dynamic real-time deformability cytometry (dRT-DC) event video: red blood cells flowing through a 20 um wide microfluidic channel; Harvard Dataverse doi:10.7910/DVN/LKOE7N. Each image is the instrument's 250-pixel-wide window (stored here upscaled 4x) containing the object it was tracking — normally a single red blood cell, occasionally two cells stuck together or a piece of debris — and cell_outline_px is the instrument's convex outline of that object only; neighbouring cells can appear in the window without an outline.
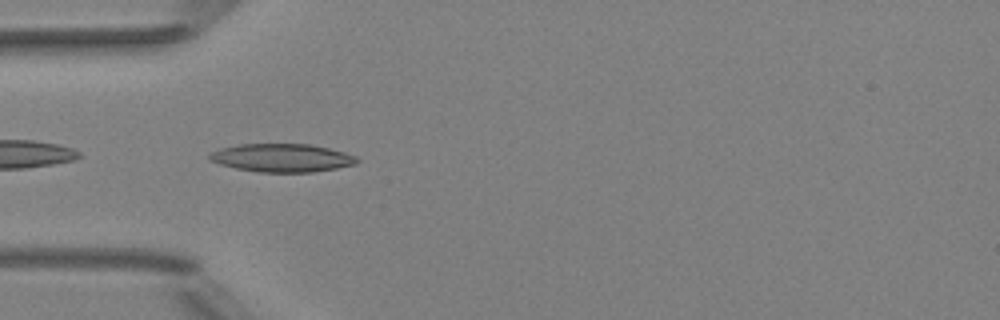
{"species": "Egyptian fruit bat (a non-hibernating species)", "species_latin": "Rousettus aegyptiacus", "temperature_condition": "room temperature", "stored_images_in_passage": 22, "camera_frame_rate_fps": 3000, "um_per_image_px": 0.085, "animal": {"sex": "female"}, "frame": {"image": 1, "passage_image": 1, "time_ms": 0.0, "image_size_px": [1000, 320], "cell_outline_px": [[360, 160], [356, 164], [336, 168], [312, 172], [260, 172], [236, 168], [220, 164], [208, 160], [208, 156], [212, 152], [220, 148], [240, 144], [312, 144], [344, 152], [356, 156]], "centroid_in_image_um": [23.97, 13.41], "position_along_channel_um": 61.0, "area_um2": 24.22}}
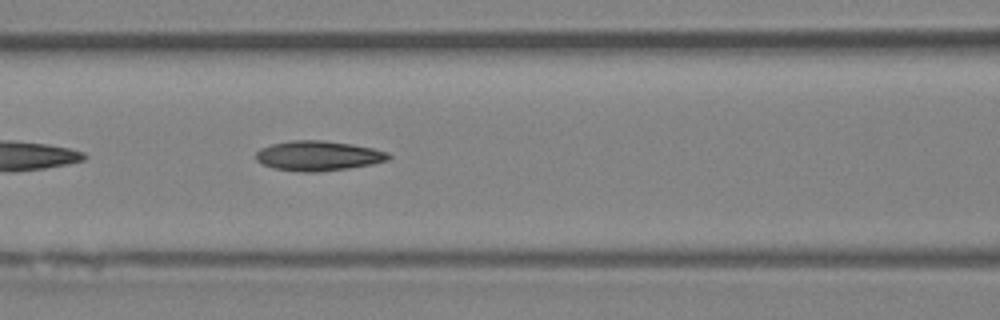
{"frame": {"image": 2, "passage_image": 7, "time_ms": 2.0, "image_size_px": [1000, 320], "cell_outline_px": [[392, 156], [388, 160], [372, 164], [348, 168], [316, 172], [304, 172], [272, 168], [256, 160], [256, 152], [260, 148], [272, 144], [288, 140], [324, 140], [352, 144], [372, 148], [388, 152]], "centroid_in_image_um": [27.05, 13.23], "position_along_channel_um": 139.6, "area_um2": 23.12}}
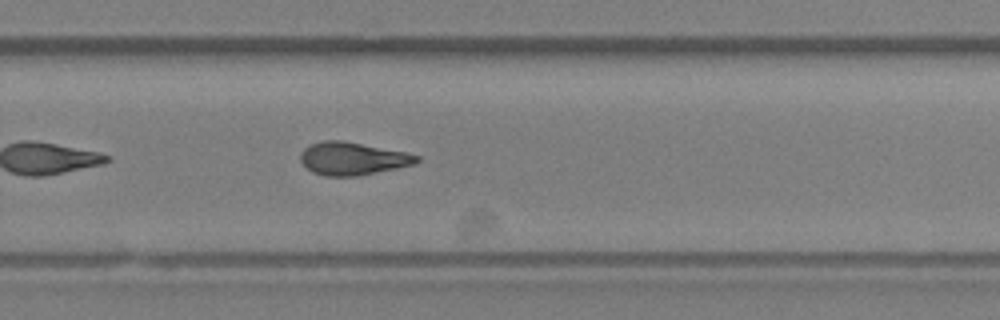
{"frame": {"image": 3, "passage_image": 19, "time_ms": 6.0, "image_size_px": [1000, 320], "cell_outline_px": [[420, 160], [412, 164], [396, 168], [356, 176], [324, 176], [312, 172], [300, 160], [300, 152], [304, 148], [312, 144], [324, 140], [344, 140], [404, 152], [420, 156]], "centroid_in_image_um": [29.94, 13.47], "position_along_channel_um": 299.9, "area_um2": 22.02}}